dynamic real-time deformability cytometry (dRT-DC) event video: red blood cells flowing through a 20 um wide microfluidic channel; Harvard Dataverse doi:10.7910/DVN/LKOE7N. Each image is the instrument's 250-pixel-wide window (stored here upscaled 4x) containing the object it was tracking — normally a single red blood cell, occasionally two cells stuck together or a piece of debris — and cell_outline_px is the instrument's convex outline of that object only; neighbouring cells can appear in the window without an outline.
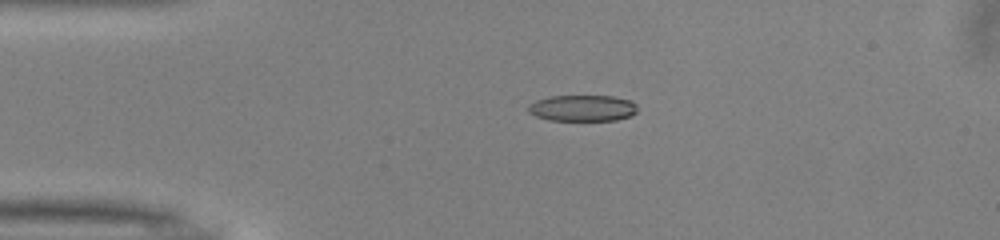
{"species": "common noctule bat (a hibernating species)", "species_latin": "Nyctalus noctula", "temperature_condition": "warm", "stored_images_in_passage": 14, "camera_frame_rate_fps": 3000, "um_per_image_px": 0.085, "animal": {"sex": "male", "body_mass_g": 13.0, "forearm_length_mm": 53.1}, "frame": {"image": 1, "passage_image": 12, "time_ms": 3.667, "image_size_px": [1000, 240], "cell_outline_px": [[636, 112], [632, 116], [616, 120], [548, 120], [536, 116], [528, 112], [528, 104], [536, 100], [548, 96], [612, 96], [632, 100], [636, 104]], "centroid_in_image_um": [49.51, 9.18], "position_along_channel_um": 35.5, "area_um2": 16.82}}